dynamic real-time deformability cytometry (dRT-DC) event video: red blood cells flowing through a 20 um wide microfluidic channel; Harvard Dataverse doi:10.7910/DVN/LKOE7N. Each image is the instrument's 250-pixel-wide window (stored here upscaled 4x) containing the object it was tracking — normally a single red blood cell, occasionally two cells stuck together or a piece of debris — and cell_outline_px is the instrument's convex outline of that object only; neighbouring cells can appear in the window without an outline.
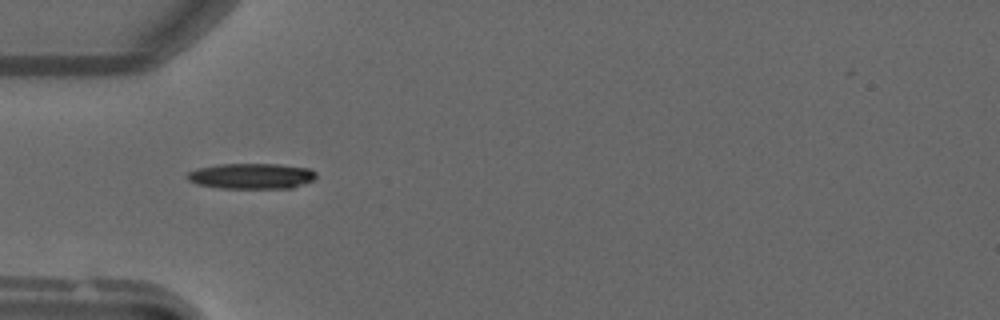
{"species": "common noctule bat (a hibernating species)", "species_latin": "Nyctalus noctula", "temperature_condition": "warm", "stored_images_in_passage": 4, "camera_frame_rate_fps": 3000, "um_per_image_px": 0.085, "animal": {"sex": "male", "forearm_length_mm": 52.5}, "frame": {"image": 1, "passage_image": 1, "time_ms": 0.0, "image_size_px": [1000, 320], "cell_outline_px": [[316, 176], [312, 180], [292, 188], [220, 188], [196, 184], [188, 180], [188, 172], [196, 168], [220, 164], [280, 164], [308, 168], [316, 172]], "centroid_in_image_um": [21.36, 14.96], "position_along_channel_um": 63.6, "area_um2": 19.19}}